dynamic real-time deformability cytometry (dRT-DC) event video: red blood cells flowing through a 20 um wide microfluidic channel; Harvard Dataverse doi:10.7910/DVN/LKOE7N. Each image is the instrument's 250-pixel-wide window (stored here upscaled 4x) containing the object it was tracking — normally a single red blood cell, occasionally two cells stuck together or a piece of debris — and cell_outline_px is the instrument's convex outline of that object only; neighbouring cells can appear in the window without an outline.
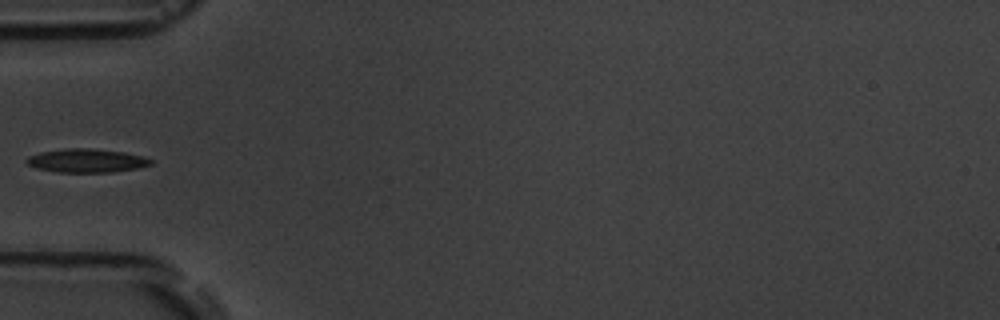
{"species": "common noctule bat (a hibernating species)", "species_latin": "Nyctalus noctula", "temperature_condition": "room temperature", "stored_images_in_passage": 6, "camera_frame_rate_fps": 3000, "um_per_image_px": 0.085, "animal": {"sex": "male", "body_mass_g": 19.5, "forearm_length_mm": 54.6}, "frame": {"image": 1, "passage_image": 6, "time_ms": 6.333, "image_size_px": [1000, 320], "cell_outline_px": [[152, 164], [136, 168], [112, 172], [56, 172], [36, 168], [28, 164], [24, 160], [28, 156], [40, 152], [68, 148], [92, 148], [124, 152], [144, 156], [152, 160]], "centroid_in_image_um": [7.34, 13.65], "position_along_channel_um": 77.7, "area_um2": 17.11}}